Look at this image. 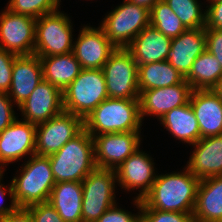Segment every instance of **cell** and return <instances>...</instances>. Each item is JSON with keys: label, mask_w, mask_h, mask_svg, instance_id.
<instances>
[{"label": "cell", "mask_w": 222, "mask_h": 222, "mask_svg": "<svg viewBox=\"0 0 222 222\" xmlns=\"http://www.w3.org/2000/svg\"><path fill=\"white\" fill-rule=\"evenodd\" d=\"M184 171L157 175L142 201L150 209L193 214L200 180L187 167Z\"/></svg>", "instance_id": "cell-1"}, {"label": "cell", "mask_w": 222, "mask_h": 222, "mask_svg": "<svg viewBox=\"0 0 222 222\" xmlns=\"http://www.w3.org/2000/svg\"><path fill=\"white\" fill-rule=\"evenodd\" d=\"M47 157L55 183L82 182L96 168L93 139L85 129Z\"/></svg>", "instance_id": "cell-2"}, {"label": "cell", "mask_w": 222, "mask_h": 222, "mask_svg": "<svg viewBox=\"0 0 222 222\" xmlns=\"http://www.w3.org/2000/svg\"><path fill=\"white\" fill-rule=\"evenodd\" d=\"M139 100L107 98L85 119L84 129L91 135L140 131Z\"/></svg>", "instance_id": "cell-3"}, {"label": "cell", "mask_w": 222, "mask_h": 222, "mask_svg": "<svg viewBox=\"0 0 222 222\" xmlns=\"http://www.w3.org/2000/svg\"><path fill=\"white\" fill-rule=\"evenodd\" d=\"M19 176L12 179L14 198L19 208L48 202L55 180L47 156H30Z\"/></svg>", "instance_id": "cell-4"}, {"label": "cell", "mask_w": 222, "mask_h": 222, "mask_svg": "<svg viewBox=\"0 0 222 222\" xmlns=\"http://www.w3.org/2000/svg\"><path fill=\"white\" fill-rule=\"evenodd\" d=\"M62 95L64 111L85 119L108 98L102 69H82Z\"/></svg>", "instance_id": "cell-5"}, {"label": "cell", "mask_w": 222, "mask_h": 222, "mask_svg": "<svg viewBox=\"0 0 222 222\" xmlns=\"http://www.w3.org/2000/svg\"><path fill=\"white\" fill-rule=\"evenodd\" d=\"M123 2L106 15L100 24L108 39L117 48H126L145 27L150 25V10L128 0Z\"/></svg>", "instance_id": "cell-6"}, {"label": "cell", "mask_w": 222, "mask_h": 222, "mask_svg": "<svg viewBox=\"0 0 222 222\" xmlns=\"http://www.w3.org/2000/svg\"><path fill=\"white\" fill-rule=\"evenodd\" d=\"M70 18L60 11L36 20L34 54L40 57L67 54L73 50Z\"/></svg>", "instance_id": "cell-7"}, {"label": "cell", "mask_w": 222, "mask_h": 222, "mask_svg": "<svg viewBox=\"0 0 222 222\" xmlns=\"http://www.w3.org/2000/svg\"><path fill=\"white\" fill-rule=\"evenodd\" d=\"M102 71L109 98L139 100L138 64L126 48H117Z\"/></svg>", "instance_id": "cell-8"}, {"label": "cell", "mask_w": 222, "mask_h": 222, "mask_svg": "<svg viewBox=\"0 0 222 222\" xmlns=\"http://www.w3.org/2000/svg\"><path fill=\"white\" fill-rule=\"evenodd\" d=\"M116 171L96 167L83 181L82 222H96L116 204Z\"/></svg>", "instance_id": "cell-9"}, {"label": "cell", "mask_w": 222, "mask_h": 222, "mask_svg": "<svg viewBox=\"0 0 222 222\" xmlns=\"http://www.w3.org/2000/svg\"><path fill=\"white\" fill-rule=\"evenodd\" d=\"M84 130V119L63 111L48 121L36 125L35 155L49 156Z\"/></svg>", "instance_id": "cell-10"}, {"label": "cell", "mask_w": 222, "mask_h": 222, "mask_svg": "<svg viewBox=\"0 0 222 222\" xmlns=\"http://www.w3.org/2000/svg\"><path fill=\"white\" fill-rule=\"evenodd\" d=\"M140 132L106 133L92 136L96 167L117 169L131 154L139 149Z\"/></svg>", "instance_id": "cell-11"}, {"label": "cell", "mask_w": 222, "mask_h": 222, "mask_svg": "<svg viewBox=\"0 0 222 222\" xmlns=\"http://www.w3.org/2000/svg\"><path fill=\"white\" fill-rule=\"evenodd\" d=\"M36 20L6 8L0 15V48L17 56L34 54Z\"/></svg>", "instance_id": "cell-12"}, {"label": "cell", "mask_w": 222, "mask_h": 222, "mask_svg": "<svg viewBox=\"0 0 222 222\" xmlns=\"http://www.w3.org/2000/svg\"><path fill=\"white\" fill-rule=\"evenodd\" d=\"M117 47L108 39L103 28L84 26L73 42V54L82 69H102Z\"/></svg>", "instance_id": "cell-13"}, {"label": "cell", "mask_w": 222, "mask_h": 222, "mask_svg": "<svg viewBox=\"0 0 222 222\" xmlns=\"http://www.w3.org/2000/svg\"><path fill=\"white\" fill-rule=\"evenodd\" d=\"M35 147L36 124L17 118L0 132V168L4 169L6 164L14 163L23 156L35 155Z\"/></svg>", "instance_id": "cell-14"}, {"label": "cell", "mask_w": 222, "mask_h": 222, "mask_svg": "<svg viewBox=\"0 0 222 222\" xmlns=\"http://www.w3.org/2000/svg\"><path fill=\"white\" fill-rule=\"evenodd\" d=\"M18 107L23 120L37 125L64 111L62 91L43 79Z\"/></svg>", "instance_id": "cell-15"}, {"label": "cell", "mask_w": 222, "mask_h": 222, "mask_svg": "<svg viewBox=\"0 0 222 222\" xmlns=\"http://www.w3.org/2000/svg\"><path fill=\"white\" fill-rule=\"evenodd\" d=\"M192 91L186 80L173 86L140 91L141 120L145 115H155L160 120L170 110L189 103Z\"/></svg>", "instance_id": "cell-16"}, {"label": "cell", "mask_w": 222, "mask_h": 222, "mask_svg": "<svg viewBox=\"0 0 222 222\" xmlns=\"http://www.w3.org/2000/svg\"><path fill=\"white\" fill-rule=\"evenodd\" d=\"M151 158L138 149L115 169L120 187L128 191L140 189V193L136 196V199L139 200L150 192L157 176L154 173V163Z\"/></svg>", "instance_id": "cell-17"}, {"label": "cell", "mask_w": 222, "mask_h": 222, "mask_svg": "<svg viewBox=\"0 0 222 222\" xmlns=\"http://www.w3.org/2000/svg\"><path fill=\"white\" fill-rule=\"evenodd\" d=\"M205 50V28L186 29L172 39L166 61L185 78L195 59Z\"/></svg>", "instance_id": "cell-18"}, {"label": "cell", "mask_w": 222, "mask_h": 222, "mask_svg": "<svg viewBox=\"0 0 222 222\" xmlns=\"http://www.w3.org/2000/svg\"><path fill=\"white\" fill-rule=\"evenodd\" d=\"M43 80L40 58L35 55L16 56L12 68V81L8 96L19 106Z\"/></svg>", "instance_id": "cell-19"}, {"label": "cell", "mask_w": 222, "mask_h": 222, "mask_svg": "<svg viewBox=\"0 0 222 222\" xmlns=\"http://www.w3.org/2000/svg\"><path fill=\"white\" fill-rule=\"evenodd\" d=\"M190 105L199 124L200 139L222 135V100L212 90H193Z\"/></svg>", "instance_id": "cell-20"}, {"label": "cell", "mask_w": 222, "mask_h": 222, "mask_svg": "<svg viewBox=\"0 0 222 222\" xmlns=\"http://www.w3.org/2000/svg\"><path fill=\"white\" fill-rule=\"evenodd\" d=\"M194 151L187 169L199 180L222 175V135L201 138L193 144Z\"/></svg>", "instance_id": "cell-21"}, {"label": "cell", "mask_w": 222, "mask_h": 222, "mask_svg": "<svg viewBox=\"0 0 222 222\" xmlns=\"http://www.w3.org/2000/svg\"><path fill=\"white\" fill-rule=\"evenodd\" d=\"M172 39L155 27H145L126 47L138 65L166 61Z\"/></svg>", "instance_id": "cell-22"}, {"label": "cell", "mask_w": 222, "mask_h": 222, "mask_svg": "<svg viewBox=\"0 0 222 222\" xmlns=\"http://www.w3.org/2000/svg\"><path fill=\"white\" fill-rule=\"evenodd\" d=\"M193 218L194 222H222V175L200 180Z\"/></svg>", "instance_id": "cell-23"}, {"label": "cell", "mask_w": 222, "mask_h": 222, "mask_svg": "<svg viewBox=\"0 0 222 222\" xmlns=\"http://www.w3.org/2000/svg\"><path fill=\"white\" fill-rule=\"evenodd\" d=\"M82 182L55 183L48 199L65 222H82Z\"/></svg>", "instance_id": "cell-24"}, {"label": "cell", "mask_w": 222, "mask_h": 222, "mask_svg": "<svg viewBox=\"0 0 222 222\" xmlns=\"http://www.w3.org/2000/svg\"><path fill=\"white\" fill-rule=\"evenodd\" d=\"M43 79L64 91L82 70L73 52L40 57Z\"/></svg>", "instance_id": "cell-25"}, {"label": "cell", "mask_w": 222, "mask_h": 222, "mask_svg": "<svg viewBox=\"0 0 222 222\" xmlns=\"http://www.w3.org/2000/svg\"><path fill=\"white\" fill-rule=\"evenodd\" d=\"M161 124L178 140L190 145L200 140L199 124L190 102L167 112Z\"/></svg>", "instance_id": "cell-26"}, {"label": "cell", "mask_w": 222, "mask_h": 222, "mask_svg": "<svg viewBox=\"0 0 222 222\" xmlns=\"http://www.w3.org/2000/svg\"><path fill=\"white\" fill-rule=\"evenodd\" d=\"M184 80L185 78L168 61L138 65L139 91L173 86Z\"/></svg>", "instance_id": "cell-27"}, {"label": "cell", "mask_w": 222, "mask_h": 222, "mask_svg": "<svg viewBox=\"0 0 222 222\" xmlns=\"http://www.w3.org/2000/svg\"><path fill=\"white\" fill-rule=\"evenodd\" d=\"M221 78L219 60L205 50L195 59L185 80L193 90H211Z\"/></svg>", "instance_id": "cell-28"}, {"label": "cell", "mask_w": 222, "mask_h": 222, "mask_svg": "<svg viewBox=\"0 0 222 222\" xmlns=\"http://www.w3.org/2000/svg\"><path fill=\"white\" fill-rule=\"evenodd\" d=\"M150 25L171 39L176 38L186 30L181 20L164 0L157 2L151 8Z\"/></svg>", "instance_id": "cell-29"}, {"label": "cell", "mask_w": 222, "mask_h": 222, "mask_svg": "<svg viewBox=\"0 0 222 222\" xmlns=\"http://www.w3.org/2000/svg\"><path fill=\"white\" fill-rule=\"evenodd\" d=\"M186 29L205 28L206 11L201 10L197 0H164Z\"/></svg>", "instance_id": "cell-30"}, {"label": "cell", "mask_w": 222, "mask_h": 222, "mask_svg": "<svg viewBox=\"0 0 222 222\" xmlns=\"http://www.w3.org/2000/svg\"><path fill=\"white\" fill-rule=\"evenodd\" d=\"M61 0H10L7 9L15 14L39 17L59 10Z\"/></svg>", "instance_id": "cell-31"}, {"label": "cell", "mask_w": 222, "mask_h": 222, "mask_svg": "<svg viewBox=\"0 0 222 222\" xmlns=\"http://www.w3.org/2000/svg\"><path fill=\"white\" fill-rule=\"evenodd\" d=\"M134 200L136 208L141 212V222H194L193 214L150 209L142 200Z\"/></svg>", "instance_id": "cell-32"}, {"label": "cell", "mask_w": 222, "mask_h": 222, "mask_svg": "<svg viewBox=\"0 0 222 222\" xmlns=\"http://www.w3.org/2000/svg\"><path fill=\"white\" fill-rule=\"evenodd\" d=\"M26 209L30 212L33 222H65L48 202L34 204Z\"/></svg>", "instance_id": "cell-33"}, {"label": "cell", "mask_w": 222, "mask_h": 222, "mask_svg": "<svg viewBox=\"0 0 222 222\" xmlns=\"http://www.w3.org/2000/svg\"><path fill=\"white\" fill-rule=\"evenodd\" d=\"M17 55L0 48V92L8 93L12 81V68Z\"/></svg>", "instance_id": "cell-34"}, {"label": "cell", "mask_w": 222, "mask_h": 222, "mask_svg": "<svg viewBox=\"0 0 222 222\" xmlns=\"http://www.w3.org/2000/svg\"><path fill=\"white\" fill-rule=\"evenodd\" d=\"M96 222H141V215L140 212L137 215L126 212L114 204Z\"/></svg>", "instance_id": "cell-35"}, {"label": "cell", "mask_w": 222, "mask_h": 222, "mask_svg": "<svg viewBox=\"0 0 222 222\" xmlns=\"http://www.w3.org/2000/svg\"><path fill=\"white\" fill-rule=\"evenodd\" d=\"M206 50L211 53L222 67V29L205 28Z\"/></svg>", "instance_id": "cell-36"}, {"label": "cell", "mask_w": 222, "mask_h": 222, "mask_svg": "<svg viewBox=\"0 0 222 222\" xmlns=\"http://www.w3.org/2000/svg\"><path fill=\"white\" fill-rule=\"evenodd\" d=\"M8 93L0 92V132L6 129L10 124H12L17 118L15 112L12 109L14 104Z\"/></svg>", "instance_id": "cell-37"}, {"label": "cell", "mask_w": 222, "mask_h": 222, "mask_svg": "<svg viewBox=\"0 0 222 222\" xmlns=\"http://www.w3.org/2000/svg\"><path fill=\"white\" fill-rule=\"evenodd\" d=\"M207 6L205 28L222 29V0L209 2Z\"/></svg>", "instance_id": "cell-38"}, {"label": "cell", "mask_w": 222, "mask_h": 222, "mask_svg": "<svg viewBox=\"0 0 222 222\" xmlns=\"http://www.w3.org/2000/svg\"><path fill=\"white\" fill-rule=\"evenodd\" d=\"M2 176L3 174L0 176V200L2 201L4 199V197L6 196L5 194L7 193L8 191V194L11 198V204L9 206L6 205V207L2 206L0 204V218H3L7 215H9L10 213H13L15 212L19 207L15 201V198H14V193H13V188H12V185L10 184L9 188L6 189L5 186H3L4 184H1V179H2ZM0 201V202H1Z\"/></svg>", "instance_id": "cell-39"}, {"label": "cell", "mask_w": 222, "mask_h": 222, "mask_svg": "<svg viewBox=\"0 0 222 222\" xmlns=\"http://www.w3.org/2000/svg\"><path fill=\"white\" fill-rule=\"evenodd\" d=\"M0 222H33V220L26 208H18L15 212L0 218Z\"/></svg>", "instance_id": "cell-40"}, {"label": "cell", "mask_w": 222, "mask_h": 222, "mask_svg": "<svg viewBox=\"0 0 222 222\" xmlns=\"http://www.w3.org/2000/svg\"><path fill=\"white\" fill-rule=\"evenodd\" d=\"M129 2L135 3L136 5L145 7L148 10H151V8L159 1L161 0H128Z\"/></svg>", "instance_id": "cell-41"}, {"label": "cell", "mask_w": 222, "mask_h": 222, "mask_svg": "<svg viewBox=\"0 0 222 222\" xmlns=\"http://www.w3.org/2000/svg\"><path fill=\"white\" fill-rule=\"evenodd\" d=\"M211 90L214 91L222 100V78Z\"/></svg>", "instance_id": "cell-42"}, {"label": "cell", "mask_w": 222, "mask_h": 222, "mask_svg": "<svg viewBox=\"0 0 222 222\" xmlns=\"http://www.w3.org/2000/svg\"><path fill=\"white\" fill-rule=\"evenodd\" d=\"M4 169L0 168V176L3 174Z\"/></svg>", "instance_id": "cell-43"}]
</instances>
